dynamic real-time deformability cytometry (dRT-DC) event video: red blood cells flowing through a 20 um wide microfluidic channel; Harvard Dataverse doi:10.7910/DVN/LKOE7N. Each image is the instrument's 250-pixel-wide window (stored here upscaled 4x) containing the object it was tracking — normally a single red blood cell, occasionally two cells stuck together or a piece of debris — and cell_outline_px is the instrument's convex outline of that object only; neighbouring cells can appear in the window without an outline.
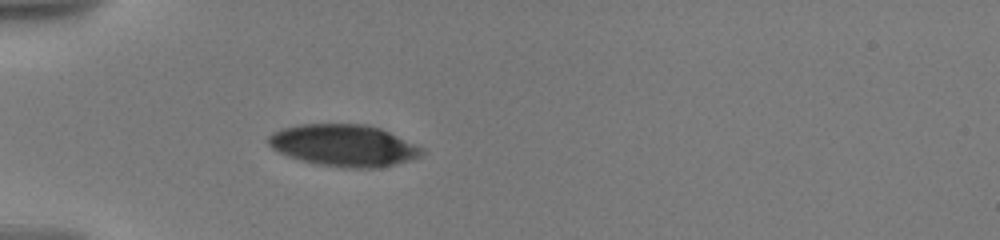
{"species": "human", "species_latin": "Homo sapiens", "temperature_condition": "warm", "stored_images_in_passage": 12, "camera_frame_rate_fps": 3000, "um_per_image_px": 0.085, "donor": {"sex": "male"}, "frame": {"image": 1, "passage_image": 1, "time_ms": 0.0, "image_size_px": [1000, 240], "cell_outline_px": [[424, 152], [420, 156], [408, 160], [380, 168], [352, 168], [316, 164], [288, 156], [272, 148], [268, 144], [268, 136], [272, 132], [280, 128], [300, 124], [364, 124], [380, 128], [424, 148]], "centroid_in_image_um": [29.2, 12.35], "position_along_channel_um": 55.8, "area_um2": 37.28}}
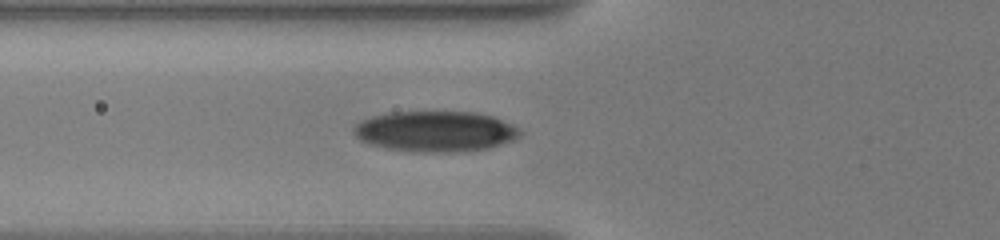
{"frame": {"image": 2, "passage_image": 7, "time_ms": 1.333, "image_size_px": [1000, 240], "cell_outline_px": [[520, 136], [512, 140], [488, 148], [456, 152], [412, 152], [384, 148], [368, 144], [360, 140], [352, 132], [352, 128], [360, 120], [372, 116], [388, 112], [476, 112], [492, 116], [512, 124], [520, 128]], "centroid_in_image_um": [36.96, 11.17], "position_along_channel_um": 88.8, "area_um2": 39.65}}
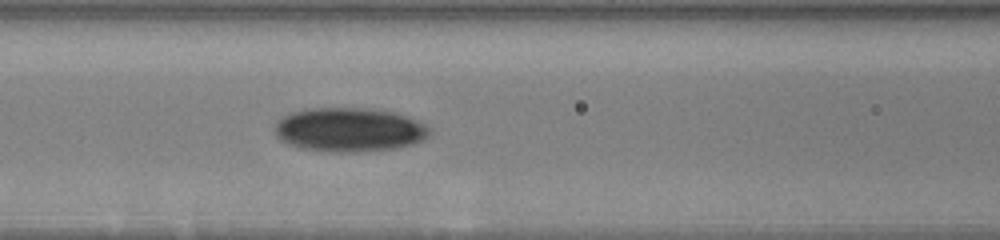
{"frame": {"image": 3, "passage_image": 12, "time_ms": 2.667, "image_size_px": [1000, 240], "cell_outline_px": [[432, 132], [424, 140], [412, 144], [396, 148], [360, 152], [320, 152], [296, 148], [280, 140], [276, 136], [276, 120], [292, 112], [308, 108], [380, 108], [396, 112], [408, 116], [432, 128]], "centroid_in_image_um": [29.7, 11.03], "position_along_channel_um": 136.9, "area_um2": 40.58}}